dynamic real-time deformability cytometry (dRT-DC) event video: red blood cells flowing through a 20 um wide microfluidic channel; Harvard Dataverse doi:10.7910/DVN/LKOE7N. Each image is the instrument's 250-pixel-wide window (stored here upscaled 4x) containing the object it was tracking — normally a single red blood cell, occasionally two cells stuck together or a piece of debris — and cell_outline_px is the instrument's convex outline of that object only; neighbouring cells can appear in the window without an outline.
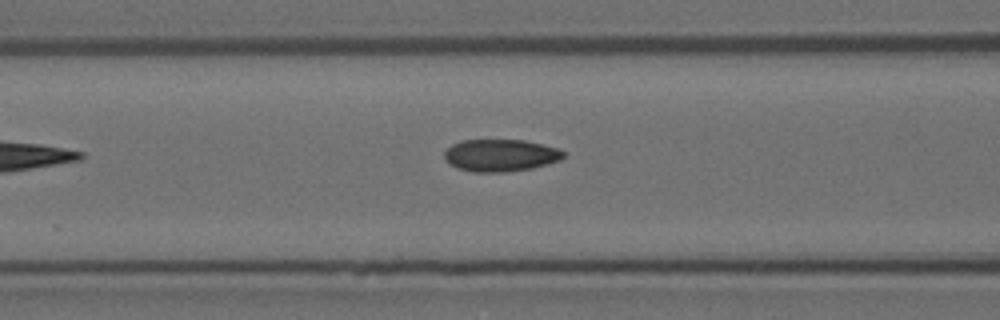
{"species": "Egyptian fruit bat (a non-hibernating species)", "species_latin": "Rousettus aegyptiacus", "temperature_condition": "room temperature", "stored_images_in_passage": 6, "camera_frame_rate_fps": 3000, "um_per_image_px": 0.085, "animal": {"sex": "female"}, "frame": {"image": 1, "passage_image": 5, "time_ms": 1.333, "image_size_px": [1000, 320], "cell_outline_px": [[564, 156], [560, 160], [548, 164], [532, 168], [504, 172], [472, 172], [456, 168], [448, 164], [444, 160], [444, 152], [452, 144], [460, 140], [524, 140], [556, 148], [564, 152]], "centroid_in_image_um": [42.48, 13.21], "position_along_channel_um": 124.1, "area_um2": 22.43}}